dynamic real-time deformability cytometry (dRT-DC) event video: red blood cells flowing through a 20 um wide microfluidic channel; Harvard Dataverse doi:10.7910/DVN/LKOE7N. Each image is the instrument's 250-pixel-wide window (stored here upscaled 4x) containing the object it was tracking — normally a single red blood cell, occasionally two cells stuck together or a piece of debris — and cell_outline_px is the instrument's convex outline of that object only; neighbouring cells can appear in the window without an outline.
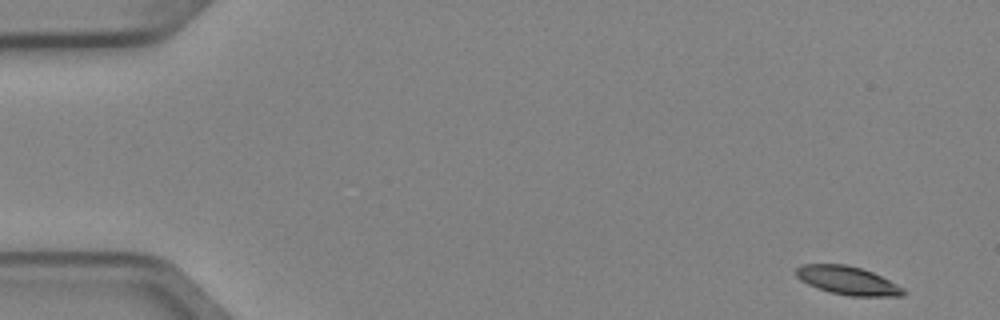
{"species": "Egyptian fruit bat (a non-hibernating species)", "species_latin": "Rousettus aegyptiacus", "temperature_condition": "cold", "stored_images_in_passage": 6, "camera_frame_rate_fps": 3000, "um_per_image_px": 0.085, "animal": {"sex": "female"}, "frame": {"image": 1, "passage_image": 1, "time_ms": 0.0, "image_size_px": [1000, 320], "cell_outline_px": [[908, 292], [904, 296], [852, 296], [828, 292], [816, 288], [800, 280], [796, 276], [796, 268], [800, 264], [844, 264], [860, 268], [872, 272], [904, 288]], "centroid_in_image_um": [72.04, 23.85], "position_along_channel_um": 13.0, "area_um2": 17.8}}
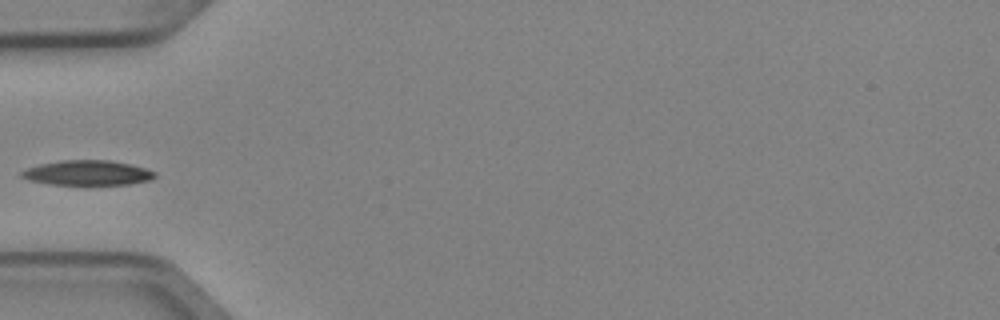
{"frame": {"image": 2, "passage_image": 5, "time_ms": 1.333, "image_size_px": [1000, 320], "cell_outline_px": [[156, 176], [148, 180], [128, 184], [84, 188], [48, 184], [28, 180], [20, 176], [20, 172], [28, 168], [40, 164], [60, 160], [112, 160], [132, 164], [156, 172]], "centroid_in_image_um": [7.42, 14.74], "position_along_channel_um": 77.6, "area_um2": 20.4}}
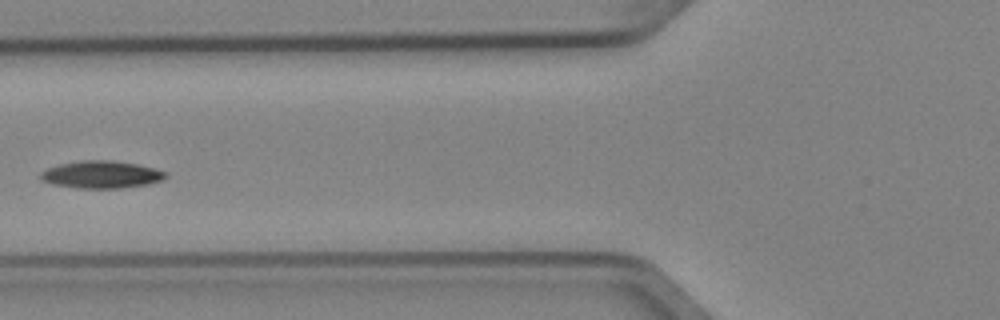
{"frame": {"image": 3, "passage_image": 6, "time_ms": 1.667, "image_size_px": [1000, 320], "cell_outline_px": [[168, 176], [164, 180], [148, 184], [120, 188], [76, 188], [52, 184], [40, 180], [40, 172], [48, 168], [60, 164], [80, 160], [112, 160], [136, 164], [156, 168], [164, 172]], "centroid_in_image_um": [8.61, 14.84], "position_along_channel_um": 117.2, "area_um2": 20.06}}